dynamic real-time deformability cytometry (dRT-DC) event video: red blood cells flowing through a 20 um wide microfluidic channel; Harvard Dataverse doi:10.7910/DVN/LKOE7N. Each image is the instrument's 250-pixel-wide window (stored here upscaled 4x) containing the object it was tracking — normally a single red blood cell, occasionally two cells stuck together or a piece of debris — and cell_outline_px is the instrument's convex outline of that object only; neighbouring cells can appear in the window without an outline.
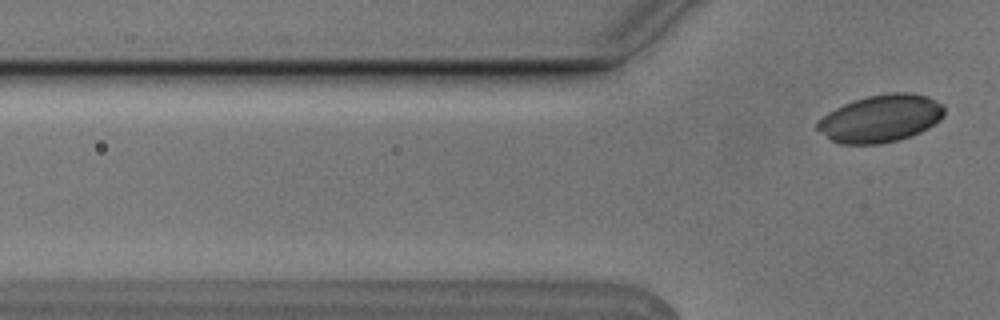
{"species": "Egyptian fruit bat (a non-hibernating species)", "species_latin": "Rousettus aegyptiacus", "temperature_condition": "cold", "stored_images_in_passage": 5, "segment_of_instrument_passage": [2, 2], "camera_frame_rate_fps": 3000, "um_per_image_px": 0.085, "animal": {"sex": "male"}, "frame": {"image": 1, "passage_image": 5, "time_ms": 1.333, "image_size_px": [1000, 320], "cell_outline_px": [[944, 116], [940, 120], [928, 128], [912, 136], [880, 144], [840, 144], [832, 140], [816, 128], [816, 124], [828, 112], [844, 104], [868, 96], [888, 92], [908, 92], [928, 96], [940, 104], [944, 108]], "centroid_in_image_um": [74.88, 10.07], "position_along_channel_um": 50.9, "area_um2": 34.85}}